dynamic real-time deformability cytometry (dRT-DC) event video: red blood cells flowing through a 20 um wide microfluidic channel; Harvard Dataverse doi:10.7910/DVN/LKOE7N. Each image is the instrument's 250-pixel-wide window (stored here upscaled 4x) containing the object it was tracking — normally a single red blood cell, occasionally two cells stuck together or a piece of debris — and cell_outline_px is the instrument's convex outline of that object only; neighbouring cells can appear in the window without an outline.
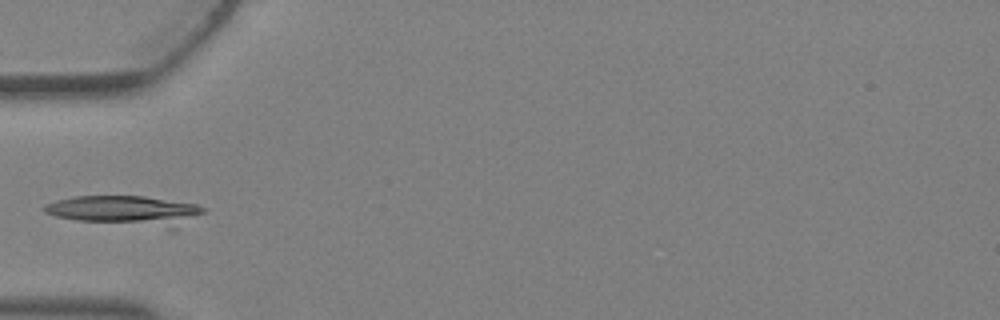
{"species": "Egyptian fruit bat (a non-hibernating species)", "species_latin": "Rousettus aegyptiacus", "temperature_condition": "warm", "stored_images_in_passage": 3, "camera_frame_rate_fps": 3000, "um_per_image_px": 0.085, "animal": {"sex": "female"}, "frame": {"image": 1, "passage_image": 3, "time_ms": 0.667, "image_size_px": [1000, 320], "cell_outline_px": [[204, 212], [176, 232], [168, 232], [76, 220], [56, 216], [44, 212], [40, 208], [44, 204], [56, 200], [72, 196], [144, 196], [196, 204], [204, 208]], "centroid_in_image_um": [10.77, 17.98], "position_along_channel_um": 74.2, "area_um2": 29.3}}